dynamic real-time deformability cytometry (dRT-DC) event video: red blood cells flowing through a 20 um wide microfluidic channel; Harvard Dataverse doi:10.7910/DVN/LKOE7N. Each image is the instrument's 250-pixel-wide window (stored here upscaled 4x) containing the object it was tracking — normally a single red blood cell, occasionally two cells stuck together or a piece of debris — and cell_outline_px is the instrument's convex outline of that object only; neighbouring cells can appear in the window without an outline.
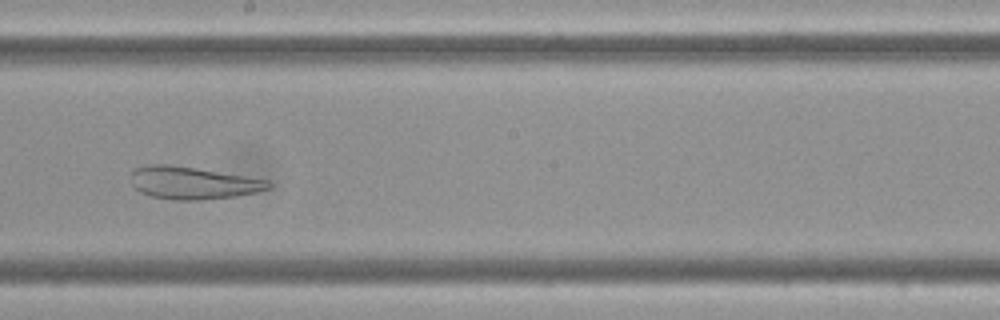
{"species": "Egyptian fruit bat (a non-hibernating species)", "species_latin": "Rousettus aegyptiacus", "temperature_condition": "cold", "stored_images_in_passage": 42, "camera_frame_rate_fps": 3000, "um_per_image_px": 0.085, "frame": {"image": 1, "passage_image": 17, "time_ms": 5.333, "image_size_px": [1000, 320], "cell_outline_px": [[272, 188], [256, 192], [236, 196], [204, 200], [172, 200], [152, 196], [140, 192], [132, 184], [132, 172], [136, 168], [148, 164], [168, 164], [196, 168], [268, 180], [272, 184]], "centroid_in_image_um": [16.4, 15.55], "position_along_channel_um": 231.8, "area_um2": 25.95}}
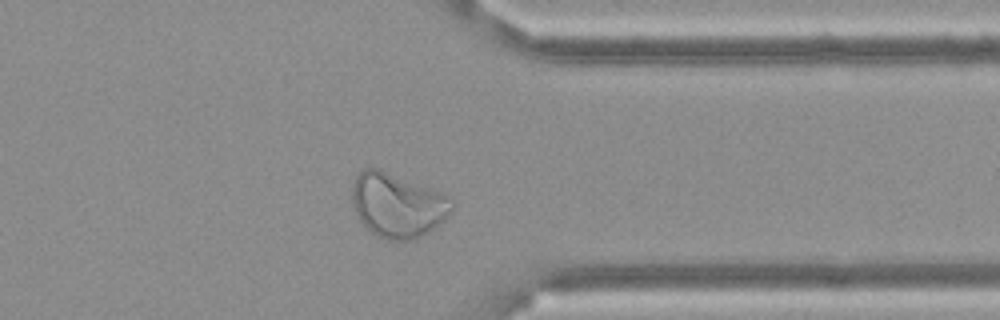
{"frame": {"image": 2, "passage_image": 30, "time_ms": 9.667, "image_size_px": [1000, 320], "cell_outline_px": [[456, 200], [452, 212], [444, 220], [428, 232], [412, 240], [388, 240], [376, 236], [356, 216], [352, 200], [352, 184], [356, 176], [364, 168], [376, 168], [448, 196]], "centroid_in_image_um": [33.78, 17.47], "position_along_channel_um": 377.6, "area_um2": 36.93}}
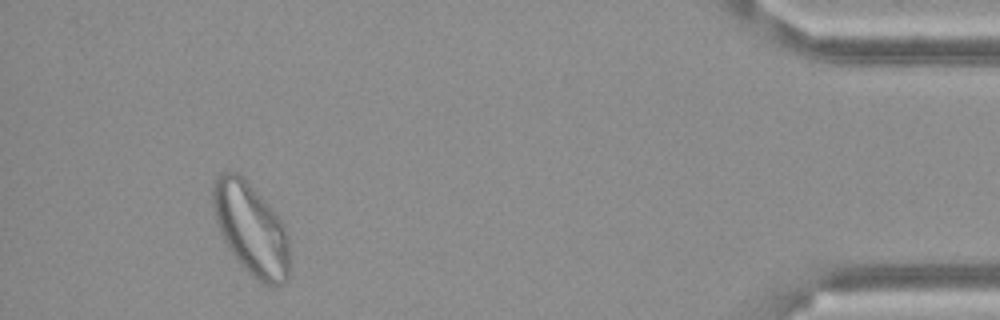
{"frame": {"image": 3, "passage_image": 38, "time_ms": 12.333, "image_size_px": [1000, 320], "cell_outline_px": [[288, 280], [280, 284], [264, 284], [252, 276], [240, 264], [228, 248], [220, 232], [212, 208], [212, 188], [216, 176], [220, 172], [240, 172], [268, 204], [280, 220], [288, 236]], "centroid_in_image_um": [21.3, 19.42], "position_along_channel_um": 413.9, "area_um2": 40.86}}